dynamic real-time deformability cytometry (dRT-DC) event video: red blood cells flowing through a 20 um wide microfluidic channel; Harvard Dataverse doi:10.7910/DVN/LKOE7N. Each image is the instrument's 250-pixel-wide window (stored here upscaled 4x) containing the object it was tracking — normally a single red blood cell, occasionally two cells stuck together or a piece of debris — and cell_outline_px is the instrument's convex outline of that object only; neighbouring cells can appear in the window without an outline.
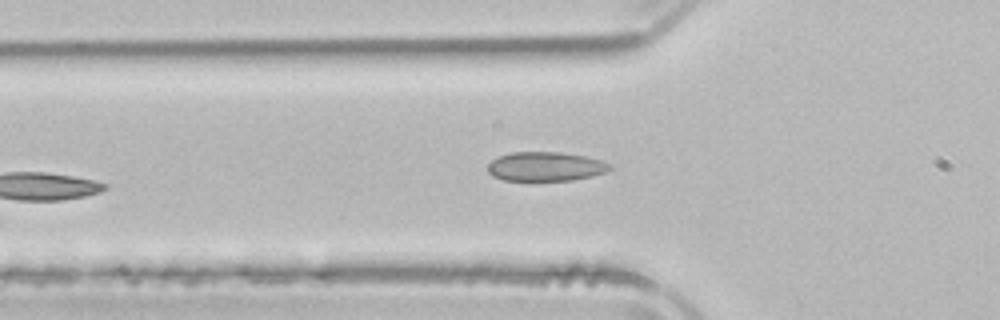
{"species": "common noctule bat (a hibernating species)", "species_latin": "Nyctalus noctula", "temperature_condition": "room temperature", "stored_images_in_passage": 4, "camera_frame_rate_fps": 3000, "um_per_image_px": 0.085, "animal": {"sex": "male", "body_mass_g": 21.5, "forearm_length_mm": 52.0}, "frame": {"image": 1, "passage_image": 4, "time_ms": 5.0, "image_size_px": [1000, 320], "cell_outline_px": [[612, 168], [604, 172], [592, 176], [572, 180], [504, 180], [492, 176], [488, 172], [488, 164], [492, 160], [500, 156], [512, 152], [560, 152], [584, 156], [600, 160], [612, 164]], "centroid_in_image_um": [46.37, 14.15], "position_along_channel_um": 79.4, "area_um2": 20.63}}